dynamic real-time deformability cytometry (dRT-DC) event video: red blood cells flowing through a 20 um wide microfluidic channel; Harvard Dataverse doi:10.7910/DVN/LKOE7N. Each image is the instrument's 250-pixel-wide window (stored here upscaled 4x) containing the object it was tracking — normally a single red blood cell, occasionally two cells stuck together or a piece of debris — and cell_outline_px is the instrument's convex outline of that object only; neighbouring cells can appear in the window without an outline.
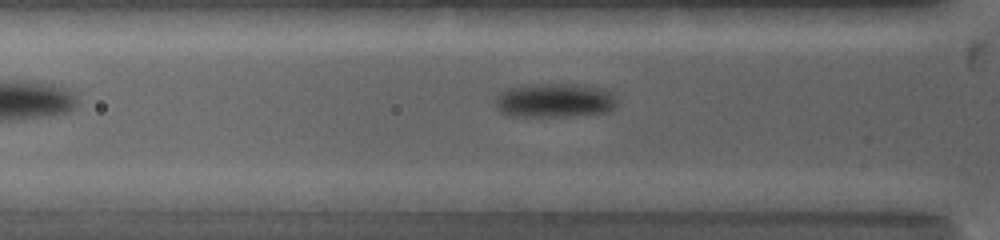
{"species": "common noctule bat (a hibernating species)", "species_latin": "Nyctalus noctula", "temperature_condition": "warm", "stored_images_in_passage": 36, "camera_frame_rate_fps": 5000, "um_per_image_px": 0.085, "animal": {"sex": "female", "body_mass_g": 19.0, "forearm_length_mm": 53.3}, "frame": {"image": 1, "passage_image": 2, "time_ms": 0.4, "image_size_px": [1000, 240], "cell_outline_px": [[616, 104], [608, 112], [568, 116], [512, 116], [500, 112], [496, 108], [492, 100], [504, 88], [520, 84], [576, 84], [604, 88], [612, 92], [616, 96]], "centroid_in_image_um": [47.08, 8.51], "position_along_channel_um": 78.7, "area_um2": 24.8}}
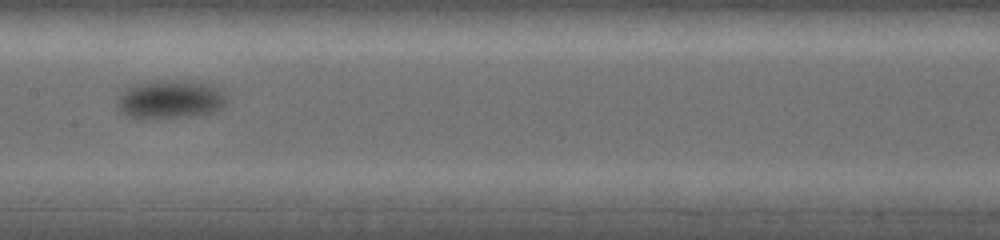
{"frame": {"image": 2, "passage_image": 10, "time_ms": 3.4, "image_size_px": [1000, 240], "cell_outline_px": [[224, 104], [220, 108], [212, 112], [188, 116], [132, 116], [120, 112], [116, 108], [116, 100], [128, 88], [136, 84], [148, 80], [192, 80], [208, 84], [216, 88], [224, 96]], "centroid_in_image_um": [14.43, 8.39], "position_along_channel_um": 193.0, "area_um2": 23.76}}
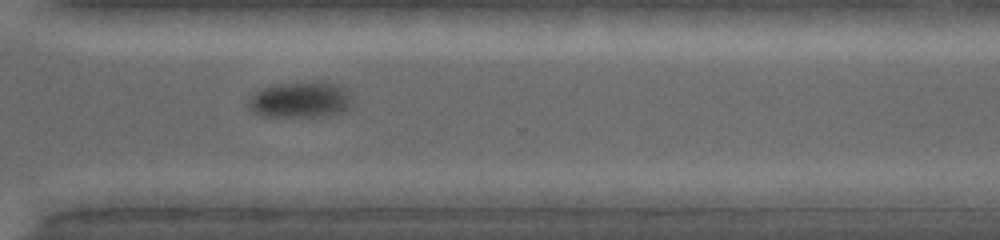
{"frame": {"image": 3, "passage_image": 19, "time_ms": 7.4, "image_size_px": [1000, 240], "cell_outline_px": [[352, 100], [348, 108], [344, 112], [328, 116], [260, 116], [252, 112], [248, 108], [248, 100], [260, 88], [284, 84], [332, 84], [340, 88]], "centroid_in_image_um": [25.44, 8.55], "position_along_channel_um": 345.2, "area_um2": 20.81}}